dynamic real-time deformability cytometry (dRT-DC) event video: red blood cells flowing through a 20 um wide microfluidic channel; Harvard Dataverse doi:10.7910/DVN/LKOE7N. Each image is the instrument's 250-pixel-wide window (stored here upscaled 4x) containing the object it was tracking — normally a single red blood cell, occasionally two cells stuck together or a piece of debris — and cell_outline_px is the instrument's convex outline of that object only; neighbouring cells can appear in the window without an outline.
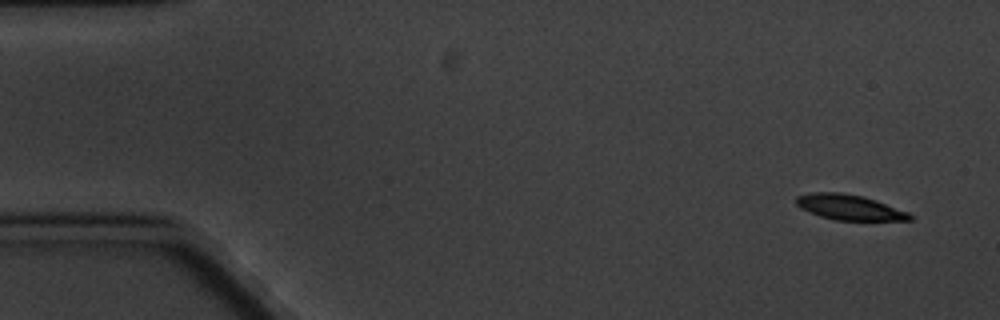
{"species": "common noctule bat (a hibernating species)", "species_latin": "Nyctalus noctula", "temperature_condition": "cold", "stored_images_in_passage": 5, "camera_frame_rate_fps": 3000, "um_per_image_px": 0.085, "animal": {"sex": "male", "body_mass_g": 20.1, "forearm_length_mm": 53.5}, "frame": {"image": 1, "passage_image": 1, "time_ms": 0.0, "image_size_px": [1000, 320], "cell_outline_px": [[912, 220], [836, 220], [820, 216], [800, 208], [796, 204], [796, 196], [812, 192], [840, 192], [864, 196], [876, 200], [908, 212], [912, 216]], "centroid_in_image_um": [72.18, 17.61], "position_along_channel_um": 12.8, "area_um2": 16.7}}
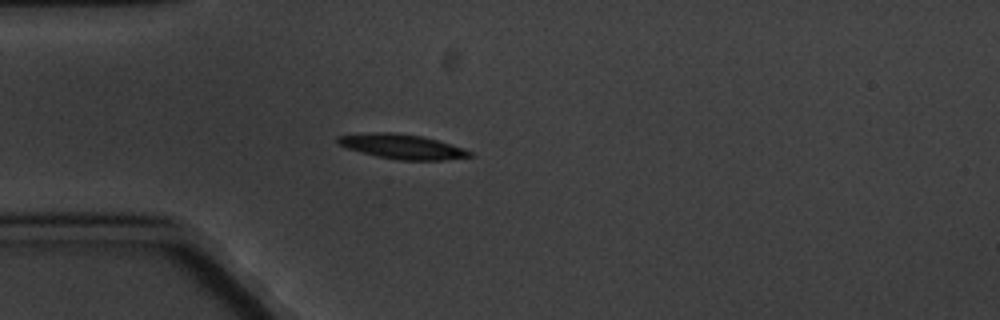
{"frame": {"image": 2, "passage_image": 5, "time_ms": 4.333, "image_size_px": [1000, 320], "cell_outline_px": [[476, 156], [444, 160], [400, 160], [376, 156], [360, 152], [336, 144], [336, 136], [372, 132], [392, 132], [420, 136], [436, 140], [464, 148], [472, 152]], "centroid_in_image_um": [34.17, 12.46], "position_along_channel_um": 50.8, "area_um2": 19.02}}